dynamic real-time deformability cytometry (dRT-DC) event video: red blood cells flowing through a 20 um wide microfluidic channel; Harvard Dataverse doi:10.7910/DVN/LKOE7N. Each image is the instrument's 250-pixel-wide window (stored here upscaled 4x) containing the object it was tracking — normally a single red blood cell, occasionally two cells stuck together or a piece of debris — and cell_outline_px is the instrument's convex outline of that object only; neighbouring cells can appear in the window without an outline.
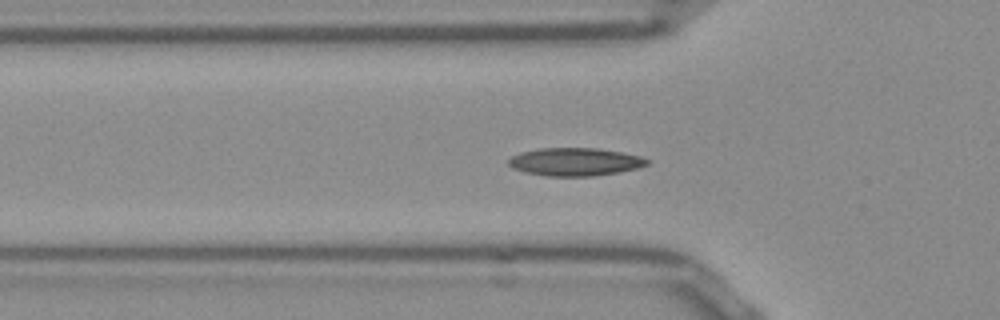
{"species": "Egyptian fruit bat (a non-hibernating species)", "species_latin": "Rousettus aegyptiacus", "temperature_condition": "room temperature", "stored_images_in_passage": 43, "segment_of_instrument_passage": [1, 2], "camera_frame_rate_fps": 3000, "um_per_image_px": 0.085, "frame": {"image": 1, "passage_image": 6, "time_ms": 1.667, "image_size_px": [1000, 320], "cell_outline_px": [[652, 160], [648, 164], [636, 168], [620, 172], [592, 176], [544, 176], [524, 172], [512, 168], [508, 164], [508, 160], [512, 156], [520, 152], [540, 148], [596, 148], [620, 152], [640, 156]], "centroid_in_image_um": [48.86, 13.76], "position_along_channel_um": 76.9, "area_um2": 22.66}}
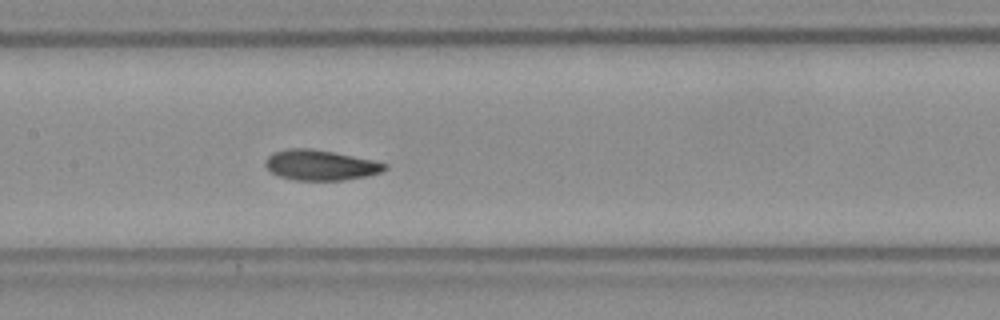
{"frame": {"image": 2, "passage_image": 14, "time_ms": 4.333, "image_size_px": [1000, 320], "cell_outline_px": [[388, 168], [380, 172], [368, 176], [344, 180], [292, 180], [280, 176], [272, 172], [264, 164], [264, 160], [272, 152], [288, 148], [308, 148], [332, 152], [372, 160], [388, 164]], "centroid_in_image_um": [27.22, 14.03], "position_along_channel_um": 180.2, "area_um2": 21.04}}
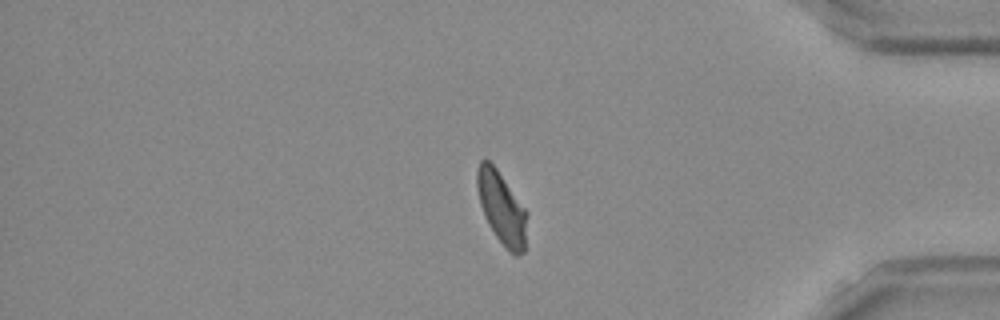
{"frame": {"image": 3, "passage_image": 33, "time_ms": 10.667, "image_size_px": [1000, 320], "cell_outline_px": [[528, 212], [524, 252], [516, 256], [496, 236], [488, 224], [484, 216], [480, 204], [476, 188], [476, 172], [480, 160], [488, 160], [496, 168]], "centroid_in_image_um": [42.63, 17.65], "position_along_channel_um": 392.6, "area_um2": 20.87}}